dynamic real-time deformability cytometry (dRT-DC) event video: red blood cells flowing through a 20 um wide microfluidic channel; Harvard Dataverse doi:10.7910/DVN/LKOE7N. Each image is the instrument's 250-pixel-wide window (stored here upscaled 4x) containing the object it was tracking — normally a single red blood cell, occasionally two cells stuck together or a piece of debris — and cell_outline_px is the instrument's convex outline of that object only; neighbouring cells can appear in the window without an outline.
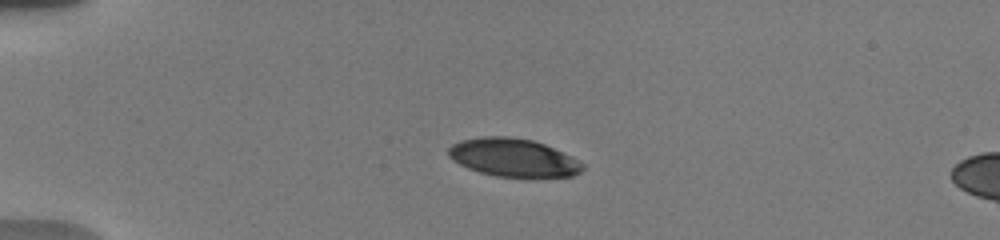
{"species": "human", "species_latin": "Homo sapiens", "temperature_condition": "warm", "stored_images_in_passage": 7, "camera_frame_rate_fps": 3000, "um_per_image_px": 0.085, "donor": {"sex": "male"}, "frame": {"image": 1, "passage_image": 5, "time_ms": 3.333, "image_size_px": [1000, 240], "cell_outline_px": [[584, 168], [580, 172], [572, 176], [496, 176], [480, 172], [468, 168], [452, 160], [448, 156], [448, 148], [452, 144], [460, 140], [484, 136], [508, 136], [532, 140], [544, 144], [572, 156], [584, 164]], "centroid_in_image_um": [43.61, 13.38], "position_along_channel_um": 41.4, "area_um2": 29.59}}